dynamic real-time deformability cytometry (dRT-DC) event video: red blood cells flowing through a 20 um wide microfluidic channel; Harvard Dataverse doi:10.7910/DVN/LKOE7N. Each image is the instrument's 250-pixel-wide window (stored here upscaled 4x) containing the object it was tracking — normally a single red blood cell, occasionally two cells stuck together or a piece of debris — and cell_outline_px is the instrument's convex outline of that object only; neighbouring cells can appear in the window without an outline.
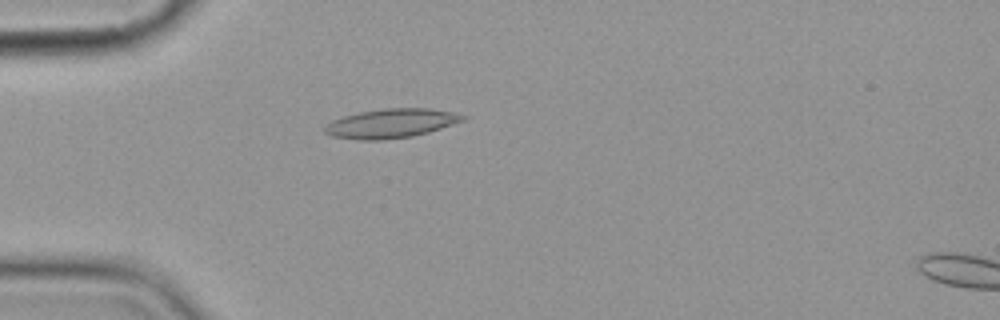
{"species": "common noctule bat (a hibernating species)", "species_latin": "Nyctalus noctula", "temperature_condition": "cold", "stored_images_in_passage": 6, "camera_frame_rate_fps": 3000, "um_per_image_px": 0.085, "animal": {"sex": "female", "body_mass_g": 19.9}, "frame": {"image": 1, "passage_image": 5, "time_ms": 5.0, "image_size_px": [1000, 320], "cell_outline_px": [[468, 120], [428, 132], [412, 136], [384, 140], [360, 140], [332, 136], [324, 132], [324, 128], [332, 120], [344, 116], [360, 112], [384, 108], [432, 108], [452, 112], [468, 116]], "centroid_in_image_um": [33.3, 10.48], "position_along_channel_um": 51.7, "area_um2": 23.58}}